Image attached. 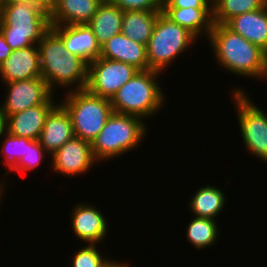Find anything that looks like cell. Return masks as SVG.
Here are the masks:
<instances>
[{
    "label": "cell",
    "instance_id": "cell-1",
    "mask_svg": "<svg viewBox=\"0 0 267 267\" xmlns=\"http://www.w3.org/2000/svg\"><path fill=\"white\" fill-rule=\"evenodd\" d=\"M38 49L41 77L54 94L57 88L66 92L86 88L88 63L68 53L62 38L52 28L44 34Z\"/></svg>",
    "mask_w": 267,
    "mask_h": 267
},
{
    "label": "cell",
    "instance_id": "cell-2",
    "mask_svg": "<svg viewBox=\"0 0 267 267\" xmlns=\"http://www.w3.org/2000/svg\"><path fill=\"white\" fill-rule=\"evenodd\" d=\"M213 58L219 68L242 78L260 80L264 69L265 51L250 43L225 24H215L208 39Z\"/></svg>",
    "mask_w": 267,
    "mask_h": 267
},
{
    "label": "cell",
    "instance_id": "cell-3",
    "mask_svg": "<svg viewBox=\"0 0 267 267\" xmlns=\"http://www.w3.org/2000/svg\"><path fill=\"white\" fill-rule=\"evenodd\" d=\"M51 28L49 13L31 0H6L0 30L12 50L38 45Z\"/></svg>",
    "mask_w": 267,
    "mask_h": 267
},
{
    "label": "cell",
    "instance_id": "cell-4",
    "mask_svg": "<svg viewBox=\"0 0 267 267\" xmlns=\"http://www.w3.org/2000/svg\"><path fill=\"white\" fill-rule=\"evenodd\" d=\"M159 75L162 73L150 69L136 72L110 100L113 111L134 115L144 121L154 117L163 109L167 98L158 80Z\"/></svg>",
    "mask_w": 267,
    "mask_h": 267
},
{
    "label": "cell",
    "instance_id": "cell-5",
    "mask_svg": "<svg viewBox=\"0 0 267 267\" xmlns=\"http://www.w3.org/2000/svg\"><path fill=\"white\" fill-rule=\"evenodd\" d=\"M147 125L140 117L113 112L91 143L95 159L108 162L139 148L148 135Z\"/></svg>",
    "mask_w": 267,
    "mask_h": 267
},
{
    "label": "cell",
    "instance_id": "cell-6",
    "mask_svg": "<svg viewBox=\"0 0 267 267\" xmlns=\"http://www.w3.org/2000/svg\"><path fill=\"white\" fill-rule=\"evenodd\" d=\"M63 93L58 101L70 115L74 135L92 143L114 112L110 99L94 95L86 88Z\"/></svg>",
    "mask_w": 267,
    "mask_h": 267
},
{
    "label": "cell",
    "instance_id": "cell-7",
    "mask_svg": "<svg viewBox=\"0 0 267 267\" xmlns=\"http://www.w3.org/2000/svg\"><path fill=\"white\" fill-rule=\"evenodd\" d=\"M197 41L192 33L161 12L146 46L148 69L167 72L168 67L174 64L172 62L196 45Z\"/></svg>",
    "mask_w": 267,
    "mask_h": 267
},
{
    "label": "cell",
    "instance_id": "cell-8",
    "mask_svg": "<svg viewBox=\"0 0 267 267\" xmlns=\"http://www.w3.org/2000/svg\"><path fill=\"white\" fill-rule=\"evenodd\" d=\"M245 90L233 86L230 92L235 105L240 137L247 153L267 164V112L257 106Z\"/></svg>",
    "mask_w": 267,
    "mask_h": 267
},
{
    "label": "cell",
    "instance_id": "cell-9",
    "mask_svg": "<svg viewBox=\"0 0 267 267\" xmlns=\"http://www.w3.org/2000/svg\"><path fill=\"white\" fill-rule=\"evenodd\" d=\"M138 71L130 64L98 57L88 64L86 89L94 95L111 100Z\"/></svg>",
    "mask_w": 267,
    "mask_h": 267
},
{
    "label": "cell",
    "instance_id": "cell-10",
    "mask_svg": "<svg viewBox=\"0 0 267 267\" xmlns=\"http://www.w3.org/2000/svg\"><path fill=\"white\" fill-rule=\"evenodd\" d=\"M3 85L6 88L4 91L6 96L2 104L0 102V108L5 117L45 104L54 95L42 77L3 83Z\"/></svg>",
    "mask_w": 267,
    "mask_h": 267
},
{
    "label": "cell",
    "instance_id": "cell-11",
    "mask_svg": "<svg viewBox=\"0 0 267 267\" xmlns=\"http://www.w3.org/2000/svg\"><path fill=\"white\" fill-rule=\"evenodd\" d=\"M49 158L52 172L66 177H74L90 172L94 164H99L95 159L91 143L74 136L70 141L62 145ZM51 161V162H50Z\"/></svg>",
    "mask_w": 267,
    "mask_h": 267
},
{
    "label": "cell",
    "instance_id": "cell-12",
    "mask_svg": "<svg viewBox=\"0 0 267 267\" xmlns=\"http://www.w3.org/2000/svg\"><path fill=\"white\" fill-rule=\"evenodd\" d=\"M71 210L70 220L72 231L78 241L85 244H103L108 237V218L96 204L78 202Z\"/></svg>",
    "mask_w": 267,
    "mask_h": 267
},
{
    "label": "cell",
    "instance_id": "cell-13",
    "mask_svg": "<svg viewBox=\"0 0 267 267\" xmlns=\"http://www.w3.org/2000/svg\"><path fill=\"white\" fill-rule=\"evenodd\" d=\"M54 97L55 94L45 104L7 116V132L14 136L39 140L46 116L59 103H56Z\"/></svg>",
    "mask_w": 267,
    "mask_h": 267
},
{
    "label": "cell",
    "instance_id": "cell-14",
    "mask_svg": "<svg viewBox=\"0 0 267 267\" xmlns=\"http://www.w3.org/2000/svg\"><path fill=\"white\" fill-rule=\"evenodd\" d=\"M41 77L38 45L13 50L0 65L1 83Z\"/></svg>",
    "mask_w": 267,
    "mask_h": 267
},
{
    "label": "cell",
    "instance_id": "cell-15",
    "mask_svg": "<svg viewBox=\"0 0 267 267\" xmlns=\"http://www.w3.org/2000/svg\"><path fill=\"white\" fill-rule=\"evenodd\" d=\"M62 38L68 53L75 54L88 64L100 55L93 30L87 24L51 26Z\"/></svg>",
    "mask_w": 267,
    "mask_h": 267
},
{
    "label": "cell",
    "instance_id": "cell-16",
    "mask_svg": "<svg viewBox=\"0 0 267 267\" xmlns=\"http://www.w3.org/2000/svg\"><path fill=\"white\" fill-rule=\"evenodd\" d=\"M74 136L70 115L58 103L46 116L44 127L38 141L51 156Z\"/></svg>",
    "mask_w": 267,
    "mask_h": 267
},
{
    "label": "cell",
    "instance_id": "cell-17",
    "mask_svg": "<svg viewBox=\"0 0 267 267\" xmlns=\"http://www.w3.org/2000/svg\"><path fill=\"white\" fill-rule=\"evenodd\" d=\"M99 57L121 61L138 70L148 69L146 46L132 41L122 33L112 36L100 47Z\"/></svg>",
    "mask_w": 267,
    "mask_h": 267
},
{
    "label": "cell",
    "instance_id": "cell-18",
    "mask_svg": "<svg viewBox=\"0 0 267 267\" xmlns=\"http://www.w3.org/2000/svg\"><path fill=\"white\" fill-rule=\"evenodd\" d=\"M225 25L267 52V4L259 10L236 15Z\"/></svg>",
    "mask_w": 267,
    "mask_h": 267
},
{
    "label": "cell",
    "instance_id": "cell-19",
    "mask_svg": "<svg viewBox=\"0 0 267 267\" xmlns=\"http://www.w3.org/2000/svg\"><path fill=\"white\" fill-rule=\"evenodd\" d=\"M104 0H57L49 13L51 26L87 24Z\"/></svg>",
    "mask_w": 267,
    "mask_h": 267
},
{
    "label": "cell",
    "instance_id": "cell-20",
    "mask_svg": "<svg viewBox=\"0 0 267 267\" xmlns=\"http://www.w3.org/2000/svg\"><path fill=\"white\" fill-rule=\"evenodd\" d=\"M162 13L172 22L187 29L198 40L202 36L208 39L214 25L212 8H162Z\"/></svg>",
    "mask_w": 267,
    "mask_h": 267
},
{
    "label": "cell",
    "instance_id": "cell-21",
    "mask_svg": "<svg viewBox=\"0 0 267 267\" xmlns=\"http://www.w3.org/2000/svg\"><path fill=\"white\" fill-rule=\"evenodd\" d=\"M226 193L223 189L218 188L216 185L206 184L200 186L195 190V193L190 196L188 211L193 214L194 217L208 218L217 220L222 214L225 204H227Z\"/></svg>",
    "mask_w": 267,
    "mask_h": 267
},
{
    "label": "cell",
    "instance_id": "cell-22",
    "mask_svg": "<svg viewBox=\"0 0 267 267\" xmlns=\"http://www.w3.org/2000/svg\"><path fill=\"white\" fill-rule=\"evenodd\" d=\"M123 15V10L106 0L98 7L87 25L93 30L100 47L112 36L121 33Z\"/></svg>",
    "mask_w": 267,
    "mask_h": 267
},
{
    "label": "cell",
    "instance_id": "cell-23",
    "mask_svg": "<svg viewBox=\"0 0 267 267\" xmlns=\"http://www.w3.org/2000/svg\"><path fill=\"white\" fill-rule=\"evenodd\" d=\"M162 11H124L121 33L132 41L147 46L158 15Z\"/></svg>",
    "mask_w": 267,
    "mask_h": 267
},
{
    "label": "cell",
    "instance_id": "cell-24",
    "mask_svg": "<svg viewBox=\"0 0 267 267\" xmlns=\"http://www.w3.org/2000/svg\"><path fill=\"white\" fill-rule=\"evenodd\" d=\"M187 223L185 235L191 246L197 250L207 249L218 243L220 228L215 219L191 217Z\"/></svg>",
    "mask_w": 267,
    "mask_h": 267
},
{
    "label": "cell",
    "instance_id": "cell-25",
    "mask_svg": "<svg viewBox=\"0 0 267 267\" xmlns=\"http://www.w3.org/2000/svg\"><path fill=\"white\" fill-rule=\"evenodd\" d=\"M267 4V0H220L213 10V22L225 24L232 17L259 10Z\"/></svg>",
    "mask_w": 267,
    "mask_h": 267
},
{
    "label": "cell",
    "instance_id": "cell-26",
    "mask_svg": "<svg viewBox=\"0 0 267 267\" xmlns=\"http://www.w3.org/2000/svg\"><path fill=\"white\" fill-rule=\"evenodd\" d=\"M45 156L49 157L50 155L40 145L39 141L31 140L27 144L26 155L22 157L20 161L9 172H7V174L4 175L5 177L2 175V177L0 178V198L4 200L3 196L5 193V190L7 189V187L9 188V185H8L9 183H7L9 182V179L6 178L8 173L10 172L27 173L29 171H34L37 167L41 165V163L44 162L43 160H45L44 159Z\"/></svg>",
    "mask_w": 267,
    "mask_h": 267
},
{
    "label": "cell",
    "instance_id": "cell-27",
    "mask_svg": "<svg viewBox=\"0 0 267 267\" xmlns=\"http://www.w3.org/2000/svg\"><path fill=\"white\" fill-rule=\"evenodd\" d=\"M3 138L0 139L3 140L0 141V154L4 157L2 164L7 168L8 171L6 170L5 173L7 174L26 155L27 144L31 139L14 136L8 132L4 134Z\"/></svg>",
    "mask_w": 267,
    "mask_h": 267
},
{
    "label": "cell",
    "instance_id": "cell-28",
    "mask_svg": "<svg viewBox=\"0 0 267 267\" xmlns=\"http://www.w3.org/2000/svg\"><path fill=\"white\" fill-rule=\"evenodd\" d=\"M98 247L91 244L82 245L71 255L70 267H113L118 261L107 258Z\"/></svg>",
    "mask_w": 267,
    "mask_h": 267
},
{
    "label": "cell",
    "instance_id": "cell-29",
    "mask_svg": "<svg viewBox=\"0 0 267 267\" xmlns=\"http://www.w3.org/2000/svg\"><path fill=\"white\" fill-rule=\"evenodd\" d=\"M123 11H162V0H106Z\"/></svg>",
    "mask_w": 267,
    "mask_h": 267
},
{
    "label": "cell",
    "instance_id": "cell-30",
    "mask_svg": "<svg viewBox=\"0 0 267 267\" xmlns=\"http://www.w3.org/2000/svg\"><path fill=\"white\" fill-rule=\"evenodd\" d=\"M211 8L205 0H162V8Z\"/></svg>",
    "mask_w": 267,
    "mask_h": 267
},
{
    "label": "cell",
    "instance_id": "cell-31",
    "mask_svg": "<svg viewBox=\"0 0 267 267\" xmlns=\"http://www.w3.org/2000/svg\"><path fill=\"white\" fill-rule=\"evenodd\" d=\"M11 47L7 44L3 33L0 30V65L8 58L12 53Z\"/></svg>",
    "mask_w": 267,
    "mask_h": 267
},
{
    "label": "cell",
    "instance_id": "cell-32",
    "mask_svg": "<svg viewBox=\"0 0 267 267\" xmlns=\"http://www.w3.org/2000/svg\"><path fill=\"white\" fill-rule=\"evenodd\" d=\"M31 1L34 2L36 5H39L46 12L50 13L51 10L56 5L57 0H31Z\"/></svg>",
    "mask_w": 267,
    "mask_h": 267
},
{
    "label": "cell",
    "instance_id": "cell-33",
    "mask_svg": "<svg viewBox=\"0 0 267 267\" xmlns=\"http://www.w3.org/2000/svg\"><path fill=\"white\" fill-rule=\"evenodd\" d=\"M6 132H7L6 117L2 114L0 108V139L4 136Z\"/></svg>",
    "mask_w": 267,
    "mask_h": 267
},
{
    "label": "cell",
    "instance_id": "cell-34",
    "mask_svg": "<svg viewBox=\"0 0 267 267\" xmlns=\"http://www.w3.org/2000/svg\"><path fill=\"white\" fill-rule=\"evenodd\" d=\"M262 80V82L266 81L267 82V52H265V57H264V69H263V73L262 76L260 78V81Z\"/></svg>",
    "mask_w": 267,
    "mask_h": 267
},
{
    "label": "cell",
    "instance_id": "cell-35",
    "mask_svg": "<svg viewBox=\"0 0 267 267\" xmlns=\"http://www.w3.org/2000/svg\"><path fill=\"white\" fill-rule=\"evenodd\" d=\"M113 267H131L130 266V262H124V261H121L119 260Z\"/></svg>",
    "mask_w": 267,
    "mask_h": 267
},
{
    "label": "cell",
    "instance_id": "cell-36",
    "mask_svg": "<svg viewBox=\"0 0 267 267\" xmlns=\"http://www.w3.org/2000/svg\"><path fill=\"white\" fill-rule=\"evenodd\" d=\"M220 0H205V2L213 9Z\"/></svg>",
    "mask_w": 267,
    "mask_h": 267
},
{
    "label": "cell",
    "instance_id": "cell-37",
    "mask_svg": "<svg viewBox=\"0 0 267 267\" xmlns=\"http://www.w3.org/2000/svg\"><path fill=\"white\" fill-rule=\"evenodd\" d=\"M5 3H6V0H0V15H1L2 11H3Z\"/></svg>",
    "mask_w": 267,
    "mask_h": 267
},
{
    "label": "cell",
    "instance_id": "cell-38",
    "mask_svg": "<svg viewBox=\"0 0 267 267\" xmlns=\"http://www.w3.org/2000/svg\"><path fill=\"white\" fill-rule=\"evenodd\" d=\"M1 201H2V203H3V200L0 198V209H1Z\"/></svg>",
    "mask_w": 267,
    "mask_h": 267
}]
</instances>
